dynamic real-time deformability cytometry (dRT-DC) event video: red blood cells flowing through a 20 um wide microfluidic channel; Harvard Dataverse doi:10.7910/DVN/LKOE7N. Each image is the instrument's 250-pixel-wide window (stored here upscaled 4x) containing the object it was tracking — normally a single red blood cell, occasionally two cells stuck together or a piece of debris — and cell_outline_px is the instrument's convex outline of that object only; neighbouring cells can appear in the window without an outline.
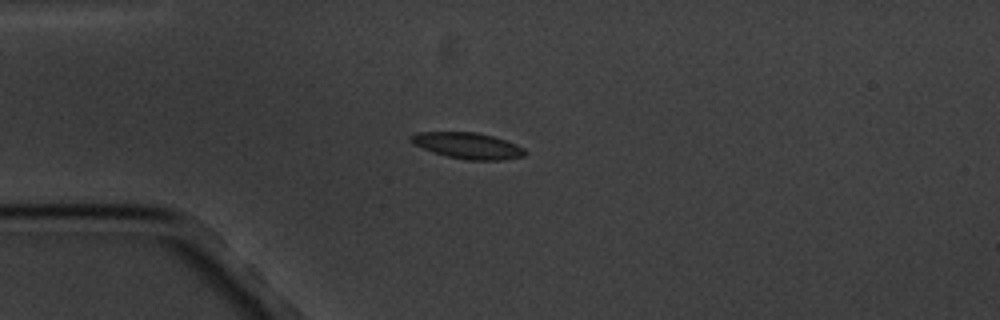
{"species": "common noctule bat (a hibernating species)", "species_latin": "Nyctalus noctula", "temperature_condition": "cold", "stored_images_in_passage": 10, "camera_frame_rate_fps": 3000, "um_per_image_px": 0.085, "animal": {"sex": "male", "body_mass_g": 20.1, "forearm_length_mm": 53.5}, "frame": {"image": 1, "passage_image": 4, "time_ms": 3.667, "image_size_px": [1000, 320], "cell_outline_px": [[528, 152], [524, 156], [504, 160], [468, 160], [448, 156], [432, 152], [412, 144], [408, 140], [408, 136], [416, 132], [476, 132], [492, 136], [516, 144], [524, 148]], "centroid_in_image_um": [39.72, 12.38], "position_along_channel_um": 45.3, "area_um2": 17.51}}
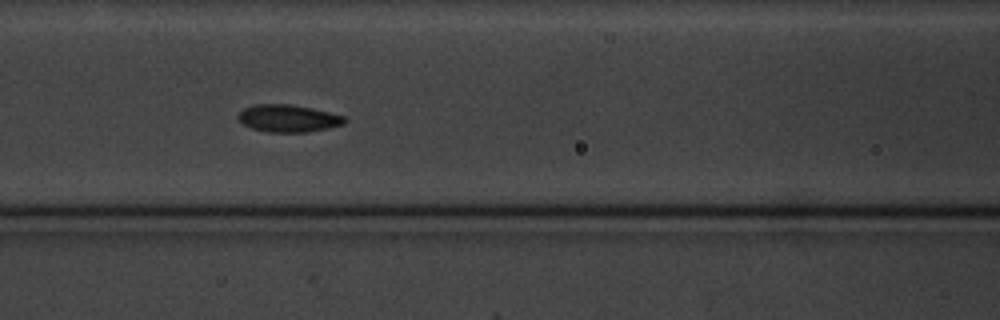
{"frame": {"image": 2, "passage_image": 7, "time_ms": 7.0, "image_size_px": [1000, 320], "cell_outline_px": [[348, 120], [344, 124], [328, 128], [308, 132], [268, 132], [252, 128], [244, 124], [236, 116], [244, 108], [256, 104], [288, 104], [328, 112], [344, 116]], "centroid_in_image_um": [24.5, 10.07], "position_along_channel_um": 142.1, "area_um2": 16.76}}
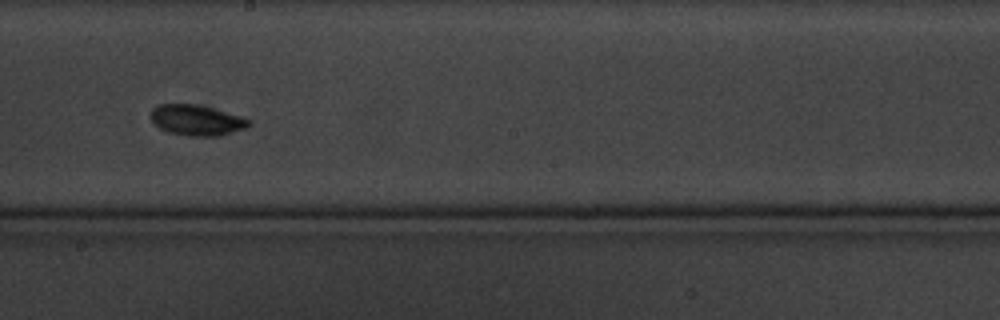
{"frame": {"image": 3, "passage_image": 9, "time_ms": 9.667, "image_size_px": [1000, 320], "cell_outline_px": [[252, 124], [248, 128], [220, 136], [192, 136], [168, 132], [152, 124], [148, 116], [152, 108], [160, 104], [196, 104], [244, 116], [252, 120]], "centroid_in_image_um": [16.73, 10.21], "position_along_channel_um": 231.5, "area_um2": 17.98}}